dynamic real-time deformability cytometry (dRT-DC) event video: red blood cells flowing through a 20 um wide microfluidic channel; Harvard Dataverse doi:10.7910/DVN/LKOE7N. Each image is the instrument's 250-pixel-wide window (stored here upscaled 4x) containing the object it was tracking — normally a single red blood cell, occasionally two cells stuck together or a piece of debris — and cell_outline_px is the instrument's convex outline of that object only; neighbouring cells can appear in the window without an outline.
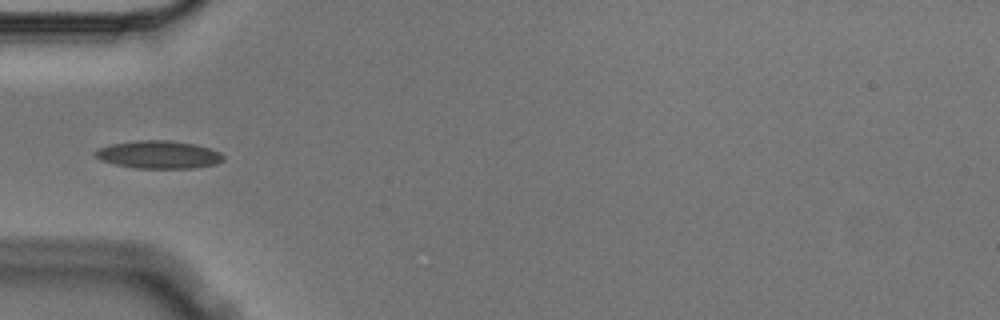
{"species": "Egyptian fruit bat (a non-hibernating species)", "species_latin": "Rousettus aegyptiacus", "temperature_condition": "cold", "stored_images_in_passage": 1, "camera_frame_rate_fps": 3000, "um_per_image_px": 0.085, "animal": {"sex": "male"}, "frame": {"image": 1, "passage_image": 1, "time_ms": 0.0, "image_size_px": [1000, 320], "cell_outline_px": [[224, 160], [216, 164], [196, 168], [136, 168], [116, 164], [100, 160], [92, 156], [92, 152], [96, 148], [112, 144], [136, 140], [168, 140], [196, 144], [220, 152], [224, 156]], "centroid_in_image_um": [13.45, 13.14], "position_along_channel_um": 71.5, "area_um2": 20.98}}